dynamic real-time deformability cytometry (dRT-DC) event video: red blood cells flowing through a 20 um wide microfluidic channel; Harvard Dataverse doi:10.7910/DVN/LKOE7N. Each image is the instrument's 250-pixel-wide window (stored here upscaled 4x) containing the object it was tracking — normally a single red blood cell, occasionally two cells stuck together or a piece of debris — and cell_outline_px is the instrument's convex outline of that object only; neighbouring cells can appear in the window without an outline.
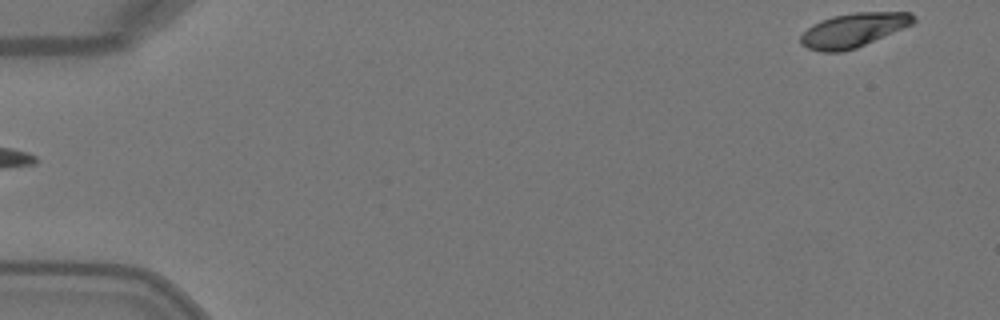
{"species": "Egyptian fruit bat (a non-hibernating species)", "species_latin": "Rousettus aegyptiacus", "temperature_condition": "warm", "stored_images_in_passage": 3, "segment_of_instrument_passage": [2, 2], "camera_frame_rate_fps": 3000, "um_per_image_px": 0.085, "animal": {"sex": "female"}, "frame": {"image": 1, "passage_image": 3, "time_ms": 0.667, "image_size_px": [1000, 320], "cell_outline_px": [[916, 20], [912, 24], [904, 28], [856, 48], [840, 52], [820, 52], [808, 48], [800, 44], [800, 36], [812, 24], [832, 16], [856, 12], [912, 12], [916, 16]], "centroid_in_image_um": [72.55, 2.56], "position_along_channel_um": 12.5, "area_um2": 22.43}}